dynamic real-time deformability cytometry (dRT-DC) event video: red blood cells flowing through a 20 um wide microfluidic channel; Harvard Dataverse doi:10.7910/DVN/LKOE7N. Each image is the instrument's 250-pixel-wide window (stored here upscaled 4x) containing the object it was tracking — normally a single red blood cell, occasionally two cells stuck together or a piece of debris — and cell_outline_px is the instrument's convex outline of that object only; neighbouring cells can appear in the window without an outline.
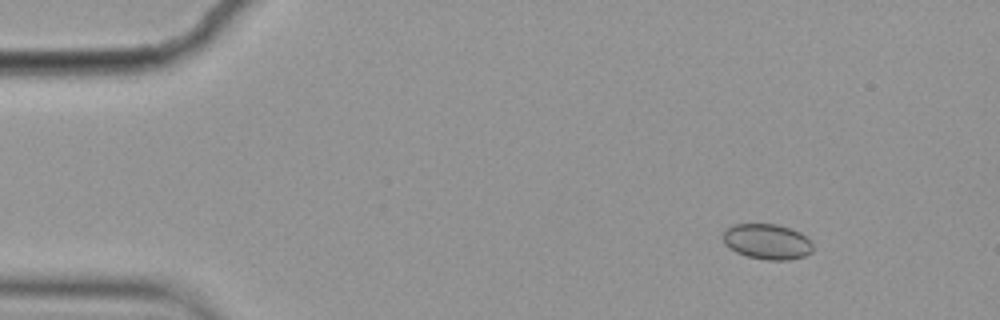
{"species": "common noctule bat (a hibernating species)", "species_latin": "Nyctalus noctula", "temperature_condition": "cold", "stored_images_in_passage": 4, "camera_frame_rate_fps": 3000, "um_per_image_px": 0.085, "animal": {"sex": "female", "body_mass_g": 19.9}, "frame": {"image": 1, "passage_image": 2, "time_ms": 0.333, "image_size_px": [1000, 320], "cell_outline_px": [[812, 252], [804, 256], [788, 260], [764, 260], [748, 256], [736, 252], [724, 244], [724, 228], [736, 224], [776, 224], [800, 232], [812, 240]], "centroid_in_image_um": [65.22, 20.54], "position_along_channel_um": 19.8, "area_um2": 18.61}}